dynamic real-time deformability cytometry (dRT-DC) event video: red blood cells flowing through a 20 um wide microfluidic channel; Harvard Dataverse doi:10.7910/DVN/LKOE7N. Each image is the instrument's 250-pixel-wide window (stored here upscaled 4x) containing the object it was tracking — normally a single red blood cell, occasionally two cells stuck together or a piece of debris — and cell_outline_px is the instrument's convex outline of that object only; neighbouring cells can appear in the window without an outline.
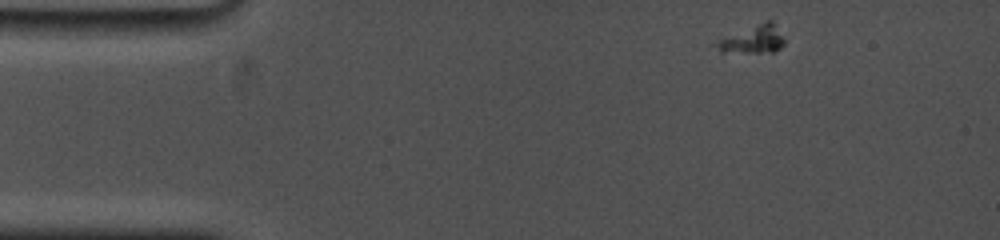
{"species": "common noctule bat (a hibernating species)", "species_latin": "Nyctalus noctula", "temperature_condition": "cold", "stored_images_in_passage": 36, "camera_frame_rate_fps": 5000, "um_per_image_px": 0.085, "animal": {"sex": "female", "body_mass_g": 19.0, "forearm_length_mm": 53.3}, "frame": {"image": 1, "passage_image": 1, "time_ms": 0.0, "image_size_px": [1000, 240], "cell_outline_px": [[784, 44], [780, 48], [772, 52], [720, 52], [712, 44], [716, 40], [768, 20], [772, 20], [776, 24], [784, 36]], "centroid_in_image_um": [64.0, 3.35], "position_along_channel_um": 21.0, "area_um2": 11.1}}
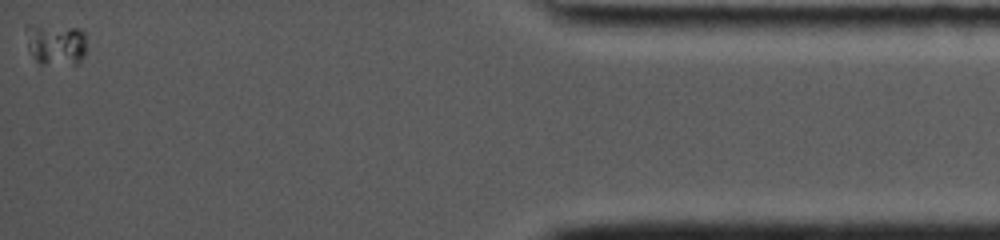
{"frame": {"image": 2, "passage_image": 36, "time_ms": 15.4, "image_size_px": [1000, 240], "cell_outline_px": [[84, 56], [80, 64], [40, 64], [28, 52], [24, 28], [24, 24], [28, 24], [80, 28], [84, 32]], "centroid_in_image_um": [4.68, 3.75], "position_along_channel_um": 430.5, "area_um2": 15.09}}